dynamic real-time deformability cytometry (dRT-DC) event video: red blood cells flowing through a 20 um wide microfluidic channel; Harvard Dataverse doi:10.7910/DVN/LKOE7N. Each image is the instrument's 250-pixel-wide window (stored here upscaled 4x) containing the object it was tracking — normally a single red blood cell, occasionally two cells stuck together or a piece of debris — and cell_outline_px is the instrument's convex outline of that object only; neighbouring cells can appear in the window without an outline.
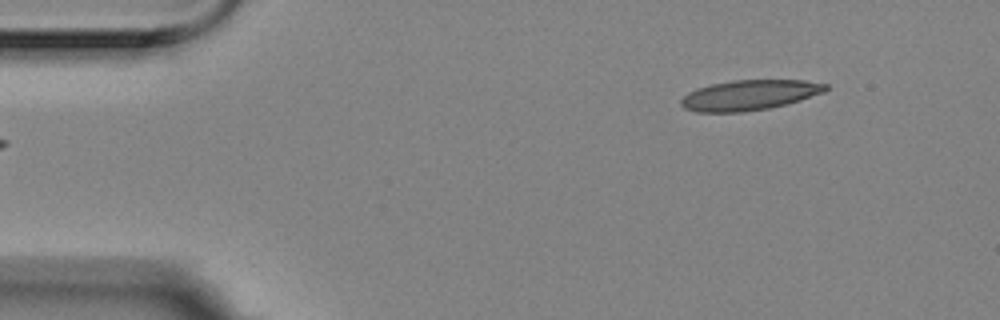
{"species": "Egyptian fruit bat (a non-hibernating species)", "species_latin": "Rousettus aegyptiacus", "temperature_condition": "room temperature", "stored_images_in_passage": 6, "segment_of_instrument_passage": [2, 2], "camera_frame_rate_fps": 3000, "um_per_image_px": 0.085, "animal": {"sex": "female"}, "frame": {"image": 1, "passage_image": 6, "time_ms": 1.667, "image_size_px": [1000, 320], "cell_outline_px": [[828, 88], [824, 92], [800, 100], [768, 108], [744, 112], [696, 112], [684, 108], [680, 104], [680, 100], [688, 92], [696, 88], [712, 84], [732, 80], [804, 80], [828, 84]], "centroid_in_image_um": [63.67, 8.08], "position_along_channel_um": 21.3, "area_um2": 25.43}}